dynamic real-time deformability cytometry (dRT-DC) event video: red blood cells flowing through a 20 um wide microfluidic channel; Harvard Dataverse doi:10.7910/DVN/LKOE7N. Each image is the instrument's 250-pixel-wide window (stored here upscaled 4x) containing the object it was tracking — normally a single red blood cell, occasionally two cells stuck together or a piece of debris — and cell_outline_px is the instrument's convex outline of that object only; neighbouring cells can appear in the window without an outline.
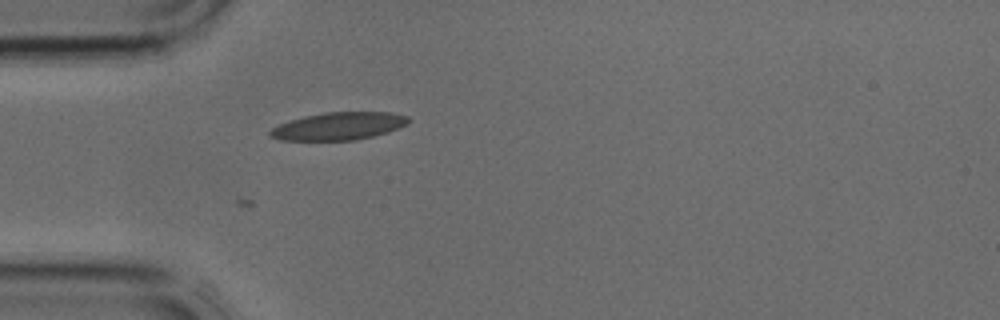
{"species": "common noctule bat (a hibernating species)", "species_latin": "Nyctalus noctula", "temperature_condition": "cold", "stored_images_in_passage": 35, "camera_frame_rate_fps": 3000, "um_per_image_px": 0.085, "animal": {"sex": "male", "body_mass_g": 17.9, "forearm_length_mm": 54.2}, "frame": {"image": 1, "passage_image": 6, "time_ms": 1.667, "image_size_px": [1000, 320], "cell_outline_px": [[412, 120], [408, 124], [388, 132], [356, 140], [280, 140], [268, 136], [268, 132], [272, 128], [280, 124], [304, 116], [324, 112], [392, 112], [408, 116]], "centroid_in_image_um": [28.82, 10.72], "position_along_channel_um": 56.2, "area_um2": 22.37}}
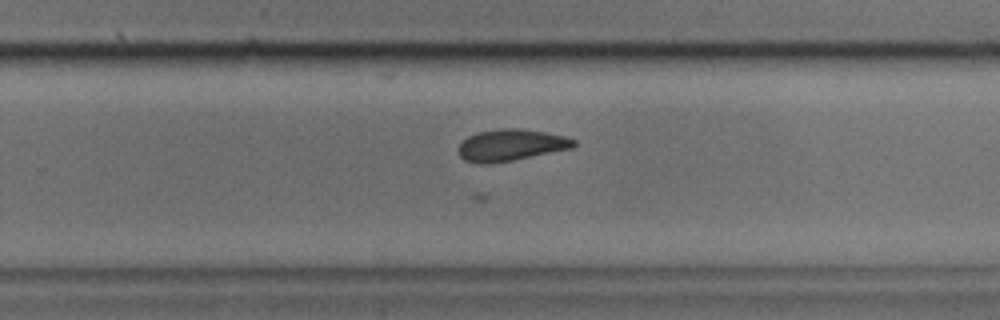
{"frame": {"image": 2, "passage_image": 20, "time_ms": 6.333, "image_size_px": [1000, 320], "cell_outline_px": [[576, 144], [572, 148], [492, 164], [480, 164], [464, 160], [460, 156], [460, 144], [468, 136], [480, 132], [500, 128], [516, 128], [544, 132], [564, 136], [576, 140]], "centroid_in_image_um": [43.43, 12.34], "position_along_channel_um": 286.4, "area_um2": 20.98}}